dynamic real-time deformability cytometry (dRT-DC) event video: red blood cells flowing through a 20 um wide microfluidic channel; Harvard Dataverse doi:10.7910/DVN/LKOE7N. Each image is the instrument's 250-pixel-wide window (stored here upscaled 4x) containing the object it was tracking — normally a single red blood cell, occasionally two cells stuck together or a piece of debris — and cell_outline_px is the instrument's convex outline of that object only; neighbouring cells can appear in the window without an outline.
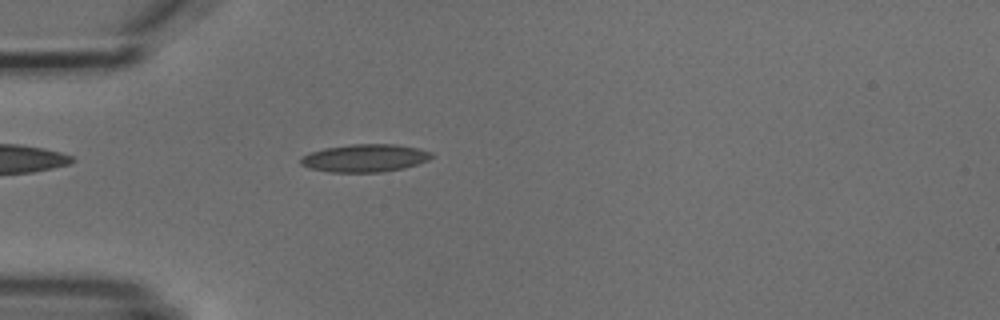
{"species": "common noctule bat (a hibernating species)", "species_latin": "Nyctalus noctula", "temperature_condition": "cold", "stored_images_in_passage": 8, "camera_frame_rate_fps": 3000, "um_per_image_px": 0.085, "animal": {"sex": "male", "body_mass_g": 18.8}, "frame": {"image": 1, "passage_image": 6, "time_ms": 6.0, "image_size_px": [1000, 320], "cell_outline_px": [[432, 156], [428, 160], [404, 168], [384, 172], [328, 172], [308, 168], [300, 164], [300, 156], [308, 152], [324, 148], [352, 144], [396, 144], [416, 148], [432, 152]], "centroid_in_image_um": [30.95, 13.44], "position_along_channel_um": 54.0, "area_um2": 21.33}}